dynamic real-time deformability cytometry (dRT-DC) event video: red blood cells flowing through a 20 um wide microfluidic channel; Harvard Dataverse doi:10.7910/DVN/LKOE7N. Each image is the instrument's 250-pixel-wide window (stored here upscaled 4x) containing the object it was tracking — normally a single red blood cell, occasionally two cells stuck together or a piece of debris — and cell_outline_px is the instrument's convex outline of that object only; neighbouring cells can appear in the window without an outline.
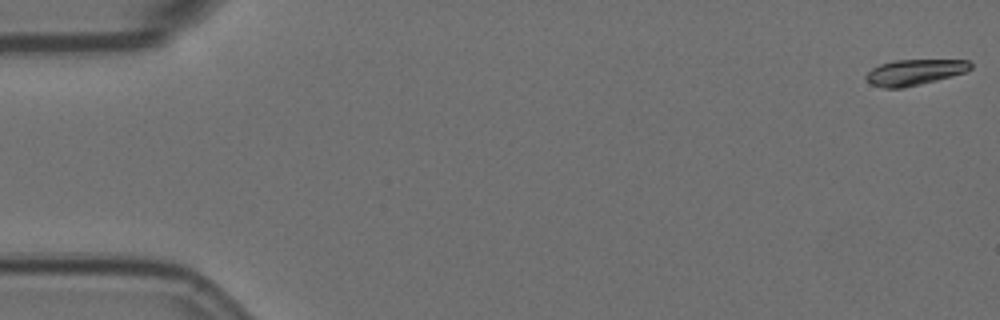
{"species": "Egyptian fruit bat (a non-hibernating species)", "species_latin": "Rousettus aegyptiacus", "temperature_condition": "room temperature", "stored_images_in_passage": 57, "camera_frame_rate_fps": 3000, "um_per_image_px": 0.085, "animal": {"sex": "female"}, "frame": {"image": 1, "passage_image": 1, "time_ms": 0.0, "image_size_px": [1000, 320], "cell_outline_px": [[972, 68], [968, 72], [904, 88], [884, 88], [872, 84], [864, 76], [872, 68], [880, 64], [896, 60], [968, 60], [972, 64]], "centroid_in_image_um": [77.77, 6.14], "position_along_channel_um": 7.2, "area_um2": 15.66}}
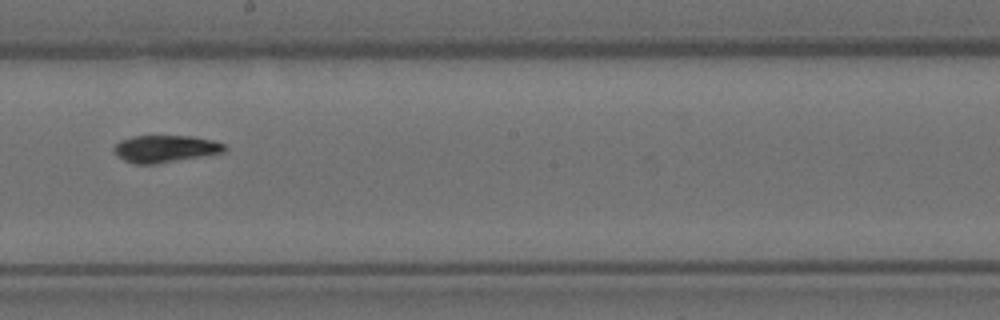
{"frame": {"image": 2, "passage_image": 32, "time_ms": 10.333, "image_size_px": [1000, 320], "cell_outline_px": [[228, 148], [224, 152], [156, 164], [136, 164], [124, 160], [116, 156], [112, 152], [112, 148], [120, 140], [132, 136], [192, 136], [212, 140], [224, 144]], "centroid_in_image_um": [14.0, 12.64], "position_along_channel_um": 234.2, "area_um2": 17.57}}
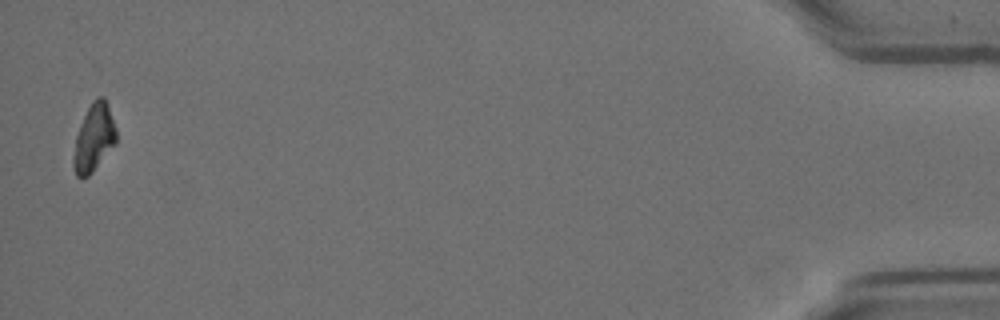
{"frame": {"image": 3, "passage_image": 56, "time_ms": 18.333, "image_size_px": [1000, 320], "cell_outline_px": [[116, 144], [92, 172], [88, 176], [76, 176], [72, 164], [72, 156], [76, 136], [80, 124], [92, 100], [96, 96], [104, 96], [116, 128]], "centroid_in_image_um": [7.97, 11.71], "position_along_channel_um": 427.2, "area_um2": 16.82}}